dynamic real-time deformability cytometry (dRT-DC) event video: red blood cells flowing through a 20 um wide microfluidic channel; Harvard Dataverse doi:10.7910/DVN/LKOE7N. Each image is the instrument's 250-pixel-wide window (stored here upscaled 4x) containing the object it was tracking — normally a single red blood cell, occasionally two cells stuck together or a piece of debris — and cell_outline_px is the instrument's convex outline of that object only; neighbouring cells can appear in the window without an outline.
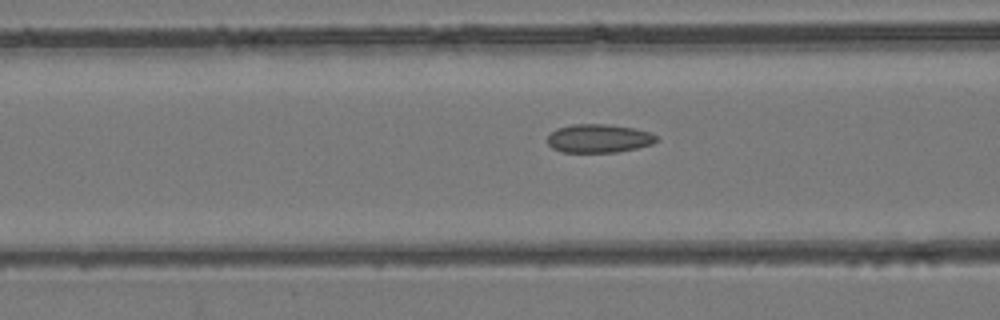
{"species": "common noctule bat (a hibernating species)", "species_latin": "Nyctalus noctula", "temperature_condition": "room temperature", "stored_images_in_passage": 39, "camera_frame_rate_fps": 3000, "um_per_image_px": 0.085, "animal": {"sex": "female", "body_mass_g": 24.6, "forearm_length_mm": 56.2}, "frame": {"image": 1, "passage_image": 11, "time_ms": 3.333, "image_size_px": [1000, 320], "cell_outline_px": [[660, 140], [652, 144], [636, 148], [616, 152], [560, 152], [552, 148], [548, 144], [548, 136], [556, 128], [572, 124], [608, 124], [632, 128], [652, 132]], "centroid_in_image_um": [50.9, 11.76], "position_along_channel_um": 115.7, "area_um2": 18.21}}
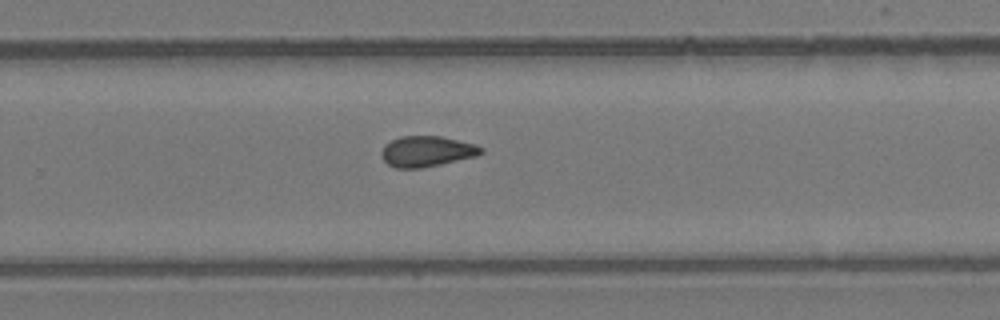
{"frame": {"image": 2, "passage_image": 23, "time_ms": 7.333, "image_size_px": [1000, 320], "cell_outline_px": [[484, 152], [476, 156], [440, 164], [420, 168], [396, 168], [388, 164], [380, 156], [380, 152], [384, 144], [400, 136], [440, 136], [476, 144], [484, 148]], "centroid_in_image_um": [36.26, 12.86], "position_along_channel_um": 293.5, "area_um2": 17.86}}
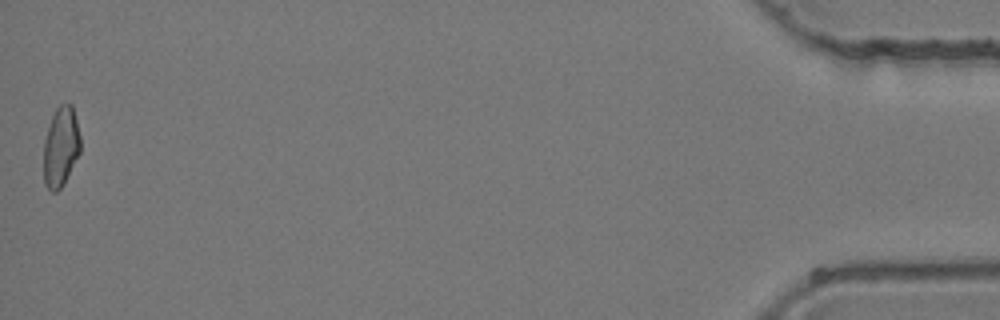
{"frame": {"image": 3, "passage_image": 39, "time_ms": 12.667, "image_size_px": [1000, 320], "cell_outline_px": [[80, 152], [64, 184], [56, 192], [52, 192], [44, 184], [44, 140], [52, 116], [56, 108], [60, 104], [72, 104], [80, 136]], "centroid_in_image_um": [5.17, 12.49], "position_along_channel_um": 430.0, "area_um2": 17.05}}